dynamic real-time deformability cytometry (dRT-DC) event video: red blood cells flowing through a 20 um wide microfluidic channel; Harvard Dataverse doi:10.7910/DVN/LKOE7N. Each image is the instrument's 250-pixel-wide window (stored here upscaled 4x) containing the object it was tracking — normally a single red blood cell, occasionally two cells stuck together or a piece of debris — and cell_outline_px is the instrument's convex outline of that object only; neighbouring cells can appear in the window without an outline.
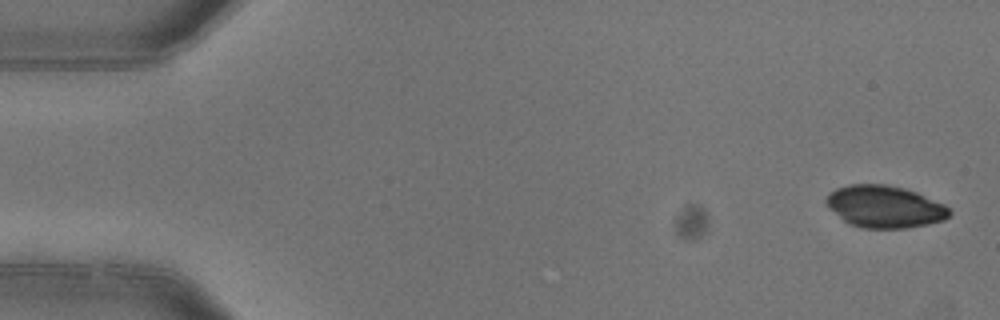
{"species": "common noctule bat (a hibernating species)", "species_latin": "Nyctalus noctula", "temperature_condition": "warm", "stored_images_in_passage": 7, "camera_frame_rate_fps": 3000, "um_per_image_px": 0.085, "animal": {"sex": "female"}, "frame": {"image": 1, "passage_image": 1, "time_ms": 0.0, "image_size_px": [1000, 320], "cell_outline_px": [[952, 212], [944, 220], [928, 224], [904, 228], [860, 228], [844, 220], [824, 200], [828, 192], [836, 188], [848, 184], [884, 184], [904, 188], [916, 192], [944, 204]], "centroid_in_image_um": [75.21, 17.55], "position_along_channel_um": 9.8, "area_um2": 30.0}}
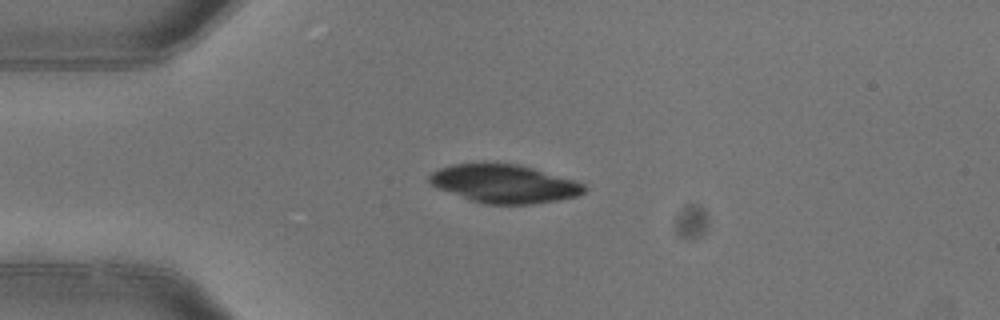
{"frame": {"image": 2, "passage_image": 4, "time_ms": 1.0, "image_size_px": [1000, 320], "cell_outline_px": [[584, 192], [576, 196], [556, 200], [532, 204], [484, 204], [436, 188], [428, 180], [428, 176], [432, 172], [440, 168], [452, 164], [516, 164], [532, 168], [572, 180], [584, 184]], "centroid_in_image_um": [42.81, 15.63], "position_along_channel_um": 42.2, "area_um2": 33.87}}